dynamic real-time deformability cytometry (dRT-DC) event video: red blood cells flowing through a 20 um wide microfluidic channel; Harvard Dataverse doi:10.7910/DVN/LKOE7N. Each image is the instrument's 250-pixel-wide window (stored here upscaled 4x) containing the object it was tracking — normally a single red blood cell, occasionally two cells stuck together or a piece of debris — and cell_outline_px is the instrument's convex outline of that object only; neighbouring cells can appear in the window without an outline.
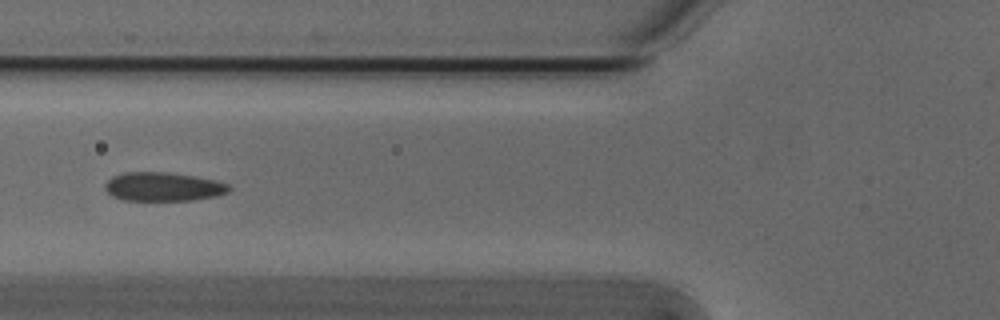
{"species": "Egyptian fruit bat (a non-hibernating species)", "species_latin": "Rousettus aegyptiacus", "temperature_condition": "cold", "stored_images_in_passage": 5, "camera_frame_rate_fps": 3000, "um_per_image_px": 0.085, "animal": {"sex": "male"}, "frame": {"image": 1, "passage_image": 5, "time_ms": 1.333, "image_size_px": [1000, 320], "cell_outline_px": [[232, 188], [228, 192], [216, 196], [192, 200], [124, 200], [112, 196], [104, 188], [104, 184], [112, 176], [124, 172], [164, 172], [196, 176], [216, 180], [228, 184]], "centroid_in_image_um": [13.87, 15.86], "position_along_channel_um": 111.9, "area_um2": 20.87}}